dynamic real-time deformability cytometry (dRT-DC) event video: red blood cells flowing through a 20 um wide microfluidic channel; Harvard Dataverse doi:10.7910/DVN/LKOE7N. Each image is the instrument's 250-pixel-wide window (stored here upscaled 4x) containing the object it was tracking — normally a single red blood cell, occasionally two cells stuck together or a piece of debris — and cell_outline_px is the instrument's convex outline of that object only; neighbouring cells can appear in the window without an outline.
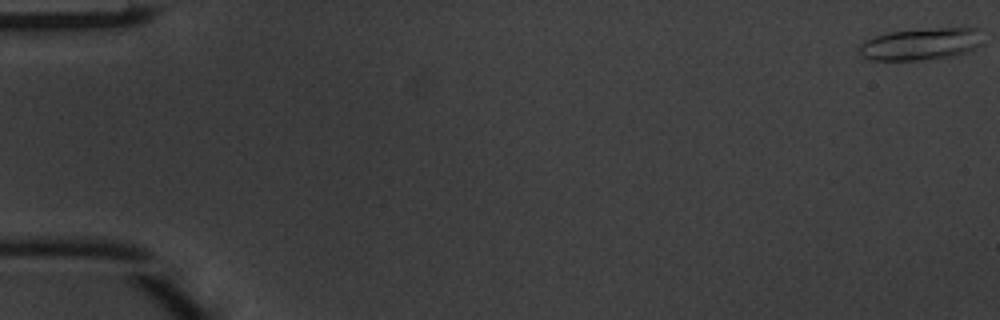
{"species": "common noctule bat (a hibernating species)", "species_latin": "Nyctalus noctula", "temperature_condition": "warm", "stored_images_in_passage": 49, "camera_frame_rate_fps": 3000, "um_per_image_px": 0.085, "animal": {"sex": "male", "body_mass_g": 20.1, "forearm_length_mm": 53.5}, "frame": {"image": 1, "passage_image": 1, "time_ms": 0.0, "image_size_px": [1000, 320], "cell_outline_px": [[984, 44], [976, 48], [952, 56], [924, 60], [872, 60], [864, 56], [860, 52], [860, 44], [864, 40], [872, 36], [888, 32], [968, 24], [980, 28]], "centroid_in_image_um": [78.41, 3.68], "position_along_channel_um": 6.6, "area_um2": 24.04}}
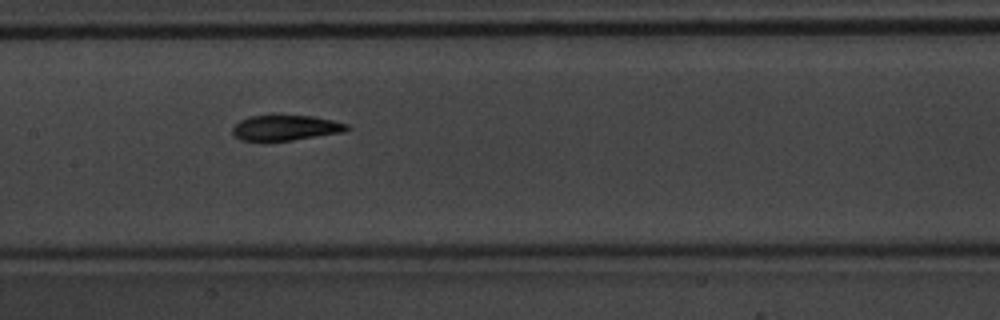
{"frame": {"image": 2, "passage_image": 25, "time_ms": 8.0, "image_size_px": [1000, 320], "cell_outline_px": [[352, 128], [344, 132], [292, 140], [240, 140], [232, 136], [232, 128], [240, 120], [248, 116], [312, 116], [332, 120], [348, 124]], "centroid_in_image_um": [24.28, 10.86], "position_along_channel_um": 183.1, "area_um2": 16.76}}
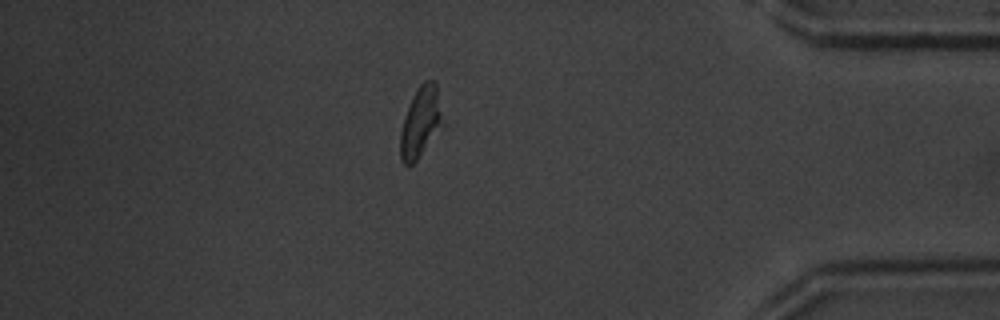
{"frame": {"image": 3, "passage_image": 43, "time_ms": 14.0, "image_size_px": [1000, 320], "cell_outline_px": [[444, 124], [416, 160], [408, 168], [400, 160], [400, 132], [404, 116], [412, 96], [420, 84], [424, 80], [436, 80]], "centroid_in_image_um": [35.75, 10.37], "position_along_channel_um": 399.5, "area_um2": 17.57}, "authors_computed_cell_mechanics": {"area_um2": 17.9758, "velocity_mm_per_s": 4.1475, "shape_relaxation_time_tau1_ms": 2.8452, "shape_relaxation_time_tau2_ms": 1.9472, "deformation_change_tau1": 0.1766, "deformation_change_tau2": 0.1004}}